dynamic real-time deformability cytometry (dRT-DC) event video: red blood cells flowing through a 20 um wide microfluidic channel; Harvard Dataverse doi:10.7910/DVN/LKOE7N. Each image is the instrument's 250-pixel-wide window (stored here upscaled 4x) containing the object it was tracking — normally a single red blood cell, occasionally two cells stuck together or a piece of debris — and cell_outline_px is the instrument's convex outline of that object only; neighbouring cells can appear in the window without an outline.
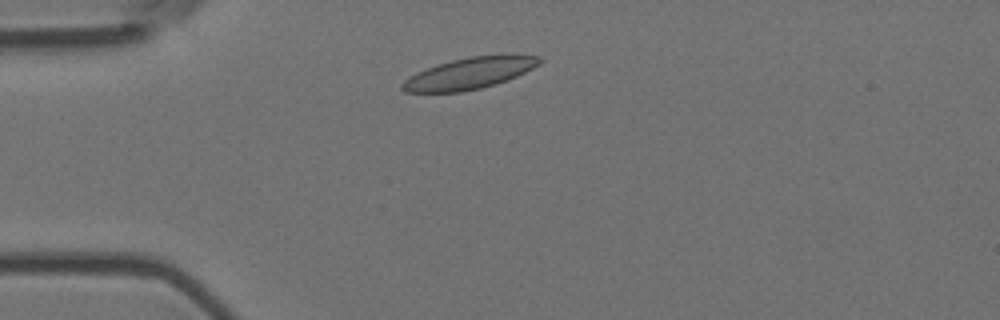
{"species": "Egyptian fruit bat (a non-hibernating species)", "species_latin": "Rousettus aegyptiacus", "temperature_condition": "room temperature", "stored_images_in_passage": 6, "camera_frame_rate_fps": 3000, "um_per_image_px": 0.085, "animal": {"sex": "female"}, "frame": {"image": 1, "passage_image": 1, "time_ms": 0.0, "image_size_px": [1000, 320], "cell_outline_px": [[544, 60], [540, 64], [516, 76], [496, 84], [480, 88], [460, 92], [404, 92], [400, 88], [400, 84], [404, 80], [416, 72], [452, 60], [472, 56], [540, 56]], "centroid_in_image_um": [39.85, 6.26], "position_along_channel_um": 45.2, "area_um2": 24.57}}
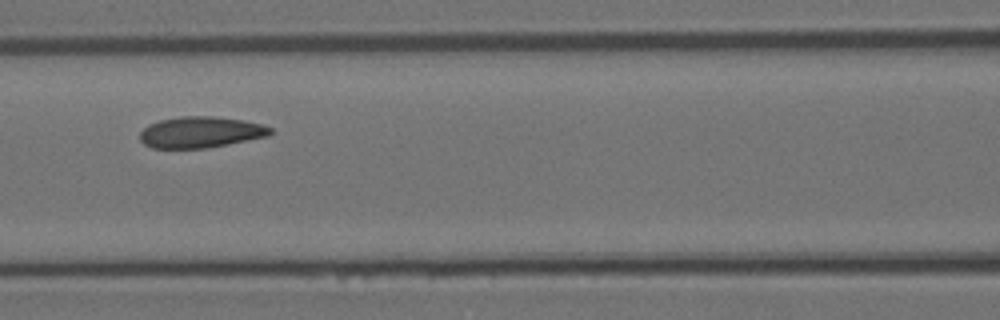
{"frame": {"image": 2, "passage_image": 4, "time_ms": 1.0, "image_size_px": [1000, 320], "cell_outline_px": [[272, 132], [268, 136], [228, 144], [204, 148], [152, 148], [144, 144], [140, 140], [140, 132], [148, 124], [160, 120], [180, 116], [212, 116], [244, 120], [264, 124], [272, 128]], "centroid_in_image_um": [17.06, 11.23], "position_along_channel_um": 149.5, "area_um2": 23.76}}
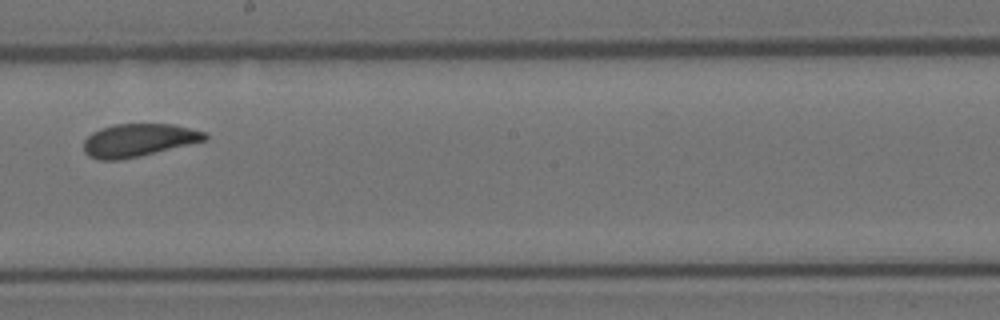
{"frame": {"image": 3, "passage_image": 6, "time_ms": 1.667, "image_size_px": [1000, 320], "cell_outline_px": [[208, 140], [140, 156], [120, 160], [100, 160], [88, 156], [84, 152], [84, 140], [92, 132], [100, 128], [116, 124], [172, 124], [204, 132], [208, 136]], "centroid_in_image_um": [11.75, 11.92], "position_along_channel_um": 236.4, "area_um2": 23.24}}